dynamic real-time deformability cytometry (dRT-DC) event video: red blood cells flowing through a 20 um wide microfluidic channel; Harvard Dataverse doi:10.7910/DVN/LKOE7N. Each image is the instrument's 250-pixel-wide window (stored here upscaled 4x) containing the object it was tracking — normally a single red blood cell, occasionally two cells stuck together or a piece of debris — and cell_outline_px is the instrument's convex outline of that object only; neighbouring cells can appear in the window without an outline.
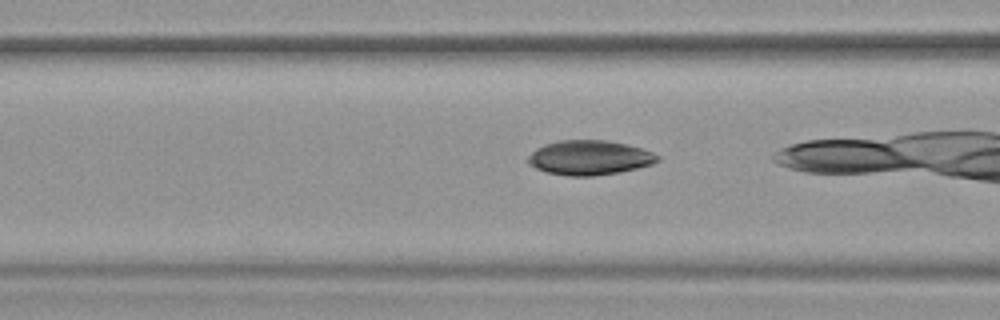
{"species": "common noctule bat (a hibernating species)", "species_latin": "Nyctalus noctula", "temperature_condition": "warm", "stored_images_in_passage": 25, "camera_frame_rate_fps": 3000, "um_per_image_px": 0.085, "animal": {"sex": "female", "body_mass_g": 19.9}, "frame": {"image": 1, "passage_image": 4, "time_ms": 1.0, "image_size_px": [1000, 320], "cell_outline_px": [[660, 160], [652, 164], [620, 172], [592, 176], [568, 176], [544, 172], [528, 164], [524, 160], [536, 148], [544, 144], [556, 140], [604, 140], [628, 144], [652, 152], [660, 156]], "centroid_in_image_um": [50.06, 13.4], "position_along_channel_um": 116.5, "area_um2": 26.36}}
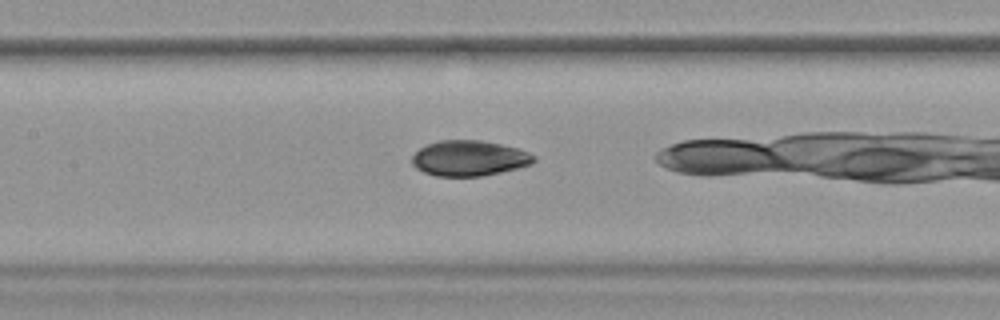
{"frame": {"image": 2, "passage_image": 8, "time_ms": 2.333, "image_size_px": [1000, 320], "cell_outline_px": [[536, 160], [532, 164], [500, 172], [480, 176], [436, 176], [424, 172], [416, 168], [412, 164], [412, 156], [420, 148], [428, 144], [440, 140], [480, 140], [520, 148], [536, 156]], "centroid_in_image_um": [39.89, 13.44], "position_along_channel_um": 167.5, "area_um2": 25.14}}
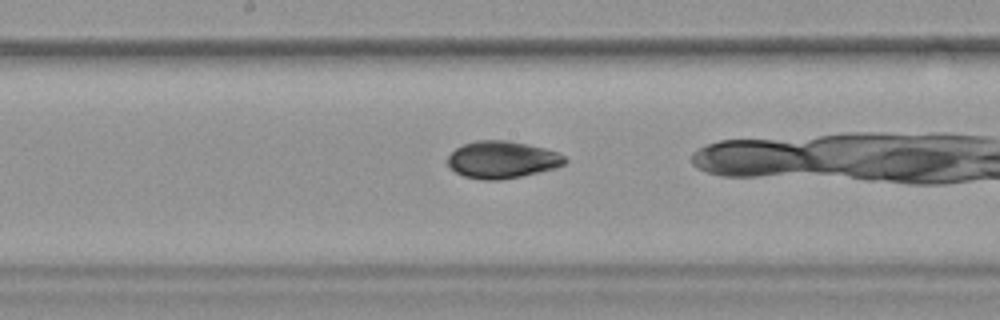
{"frame": {"image": 3, "passage_image": 11, "time_ms": 3.333, "image_size_px": [1000, 320], "cell_outline_px": [[568, 160], [564, 164], [556, 168], [520, 176], [500, 180], [480, 180], [464, 176], [448, 168], [448, 156], [456, 148], [464, 144], [476, 140], [508, 140], [528, 144], [544, 148], [556, 152], [564, 156]], "centroid_in_image_um": [42.66, 13.57], "position_along_channel_um": 205.5, "area_um2": 25.43}}